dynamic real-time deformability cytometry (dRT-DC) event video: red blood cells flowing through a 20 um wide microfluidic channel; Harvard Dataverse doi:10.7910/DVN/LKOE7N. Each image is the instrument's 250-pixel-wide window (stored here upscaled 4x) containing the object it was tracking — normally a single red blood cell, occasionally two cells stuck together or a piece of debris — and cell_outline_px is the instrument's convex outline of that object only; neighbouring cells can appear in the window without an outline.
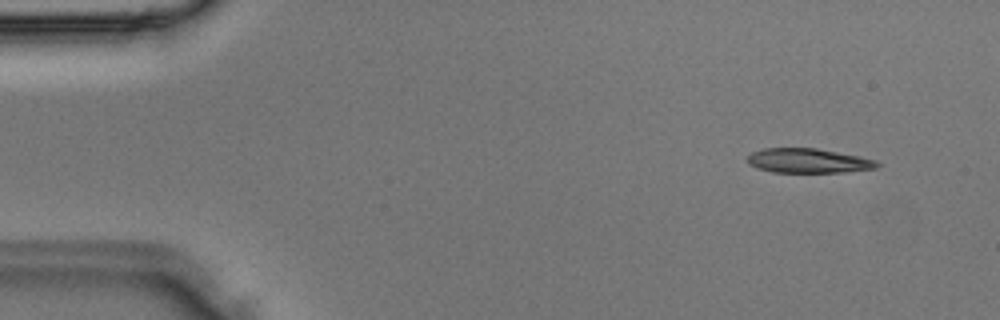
{"species": "Egyptian fruit bat (a non-hibernating species)", "species_latin": "Rousettus aegyptiacus", "temperature_condition": "room temperature", "stored_images_in_passage": 3, "camera_frame_rate_fps": 3000, "um_per_image_px": 0.085, "animal": {"sex": "male"}, "frame": {"image": 1, "passage_image": 1, "time_ms": 0.0, "image_size_px": [1000, 320], "cell_outline_px": [[880, 164], [876, 168], [844, 172], [772, 172], [748, 164], [748, 156], [752, 152], [764, 148], [816, 148], [860, 156], [876, 160]], "centroid_in_image_um": [68.72, 13.66], "position_along_channel_um": 16.3, "area_um2": 18.38}}